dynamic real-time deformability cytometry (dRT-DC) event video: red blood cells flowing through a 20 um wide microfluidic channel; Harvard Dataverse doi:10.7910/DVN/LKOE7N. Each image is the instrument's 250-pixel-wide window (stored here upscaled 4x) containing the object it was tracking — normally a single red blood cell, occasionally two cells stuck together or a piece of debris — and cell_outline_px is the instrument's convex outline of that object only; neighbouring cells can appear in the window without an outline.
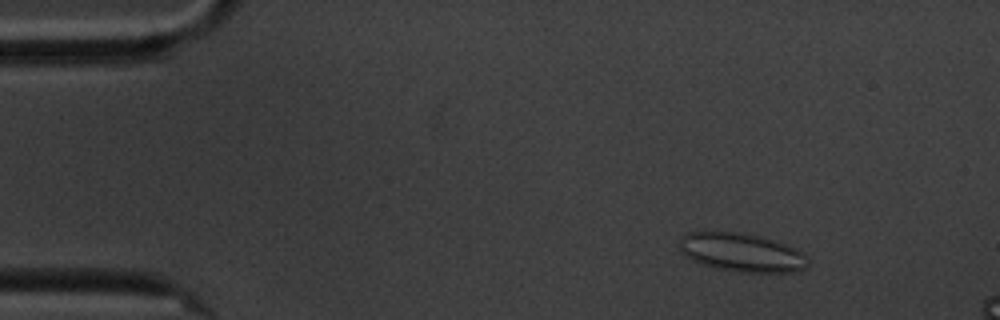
{"species": "common noctule bat (a hibernating species)", "species_latin": "Nyctalus noctula", "temperature_condition": "cold", "stored_images_in_passage": 10, "camera_frame_rate_fps": 3000, "um_per_image_px": 0.085, "animal": {"sex": "male", "body_mass_g": 20.1, "forearm_length_mm": 53.5}, "frame": {"image": 1, "passage_image": 1, "time_ms": 0.0, "image_size_px": [1000, 320], "cell_outline_px": [[808, 264], [804, 268], [796, 272], [736, 272], [704, 264], [692, 260], [680, 252], [680, 240], [688, 232], [740, 232], [772, 240], [796, 248], [804, 252], [808, 256]], "centroid_in_image_um": [63.08, 21.47], "position_along_channel_um": 21.9, "area_um2": 28.61}}